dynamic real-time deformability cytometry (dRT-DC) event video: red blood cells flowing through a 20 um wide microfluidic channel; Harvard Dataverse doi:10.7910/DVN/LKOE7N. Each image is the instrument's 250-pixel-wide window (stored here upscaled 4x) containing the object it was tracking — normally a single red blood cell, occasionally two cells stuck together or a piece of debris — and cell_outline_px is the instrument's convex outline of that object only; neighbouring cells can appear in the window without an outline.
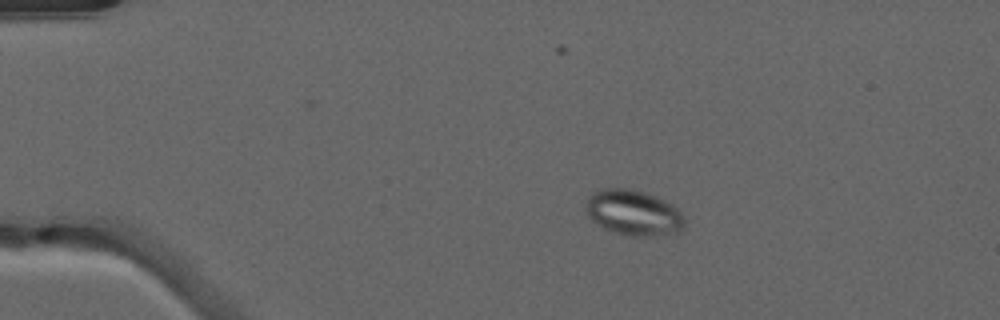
{"species": "common noctule bat (a hibernating species)", "species_latin": "Nyctalus noctula", "temperature_condition": "warm", "stored_images_in_passage": 52, "camera_frame_rate_fps": 3000, "um_per_image_px": 0.085, "animal": {"sex": "male", "forearm_length_mm": 52.5}, "frame": {"image": 1, "passage_image": 11, "time_ms": 3.333, "image_size_px": [1000, 320], "cell_outline_px": [[684, 232], [648, 236], [628, 236], [604, 228], [592, 220], [584, 212], [584, 208], [588, 196], [592, 192], [600, 188], [628, 188], [644, 192], [656, 196], [672, 204], [684, 216]], "centroid_in_image_um": [53.83, 18.07], "position_along_channel_um": 31.2, "area_um2": 26.53}}
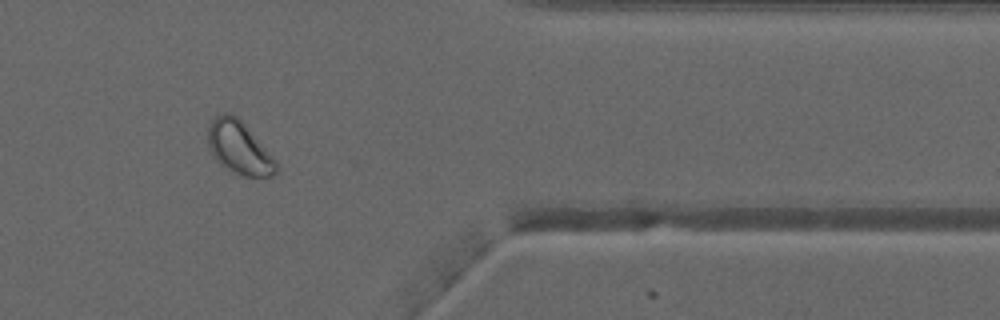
{"frame": {"image": 2, "passage_image": 44, "time_ms": 14.333, "image_size_px": [1000, 320], "cell_outline_px": [[280, 168], [276, 176], [244, 176], [232, 172], [220, 164], [216, 160], [208, 144], [208, 124], [216, 116], [224, 112], [228, 112], [236, 116], [244, 124], [276, 160]], "centroid_in_image_um": [20.34, 12.57], "position_along_channel_um": 391.1, "area_um2": 20.92}}
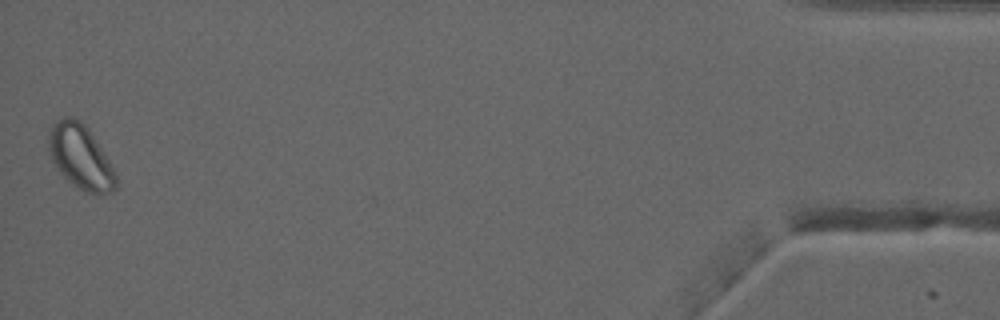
{"frame": {"image": 3, "passage_image": 52, "time_ms": 17.0, "image_size_px": [1000, 320], "cell_outline_px": [[116, 188], [112, 192], [84, 192], [72, 184], [60, 172], [52, 160], [48, 148], [48, 128], [56, 120], [64, 116], [72, 116], [80, 120], [88, 128], [116, 172]], "centroid_in_image_um": [6.81, 13.29], "position_along_channel_um": 428.4, "area_um2": 25.09}, "authors_computed_cell_mechanics": {"area_um2": 22.253, "velocity_mm_per_s": 4.0306, "shape_relaxation_time_tau1_ms": null, "shape_relaxation_time_tau2_ms": 10.2772, "deformation_change_tau1": null, "deformation_change_tau2": 0.1127}}